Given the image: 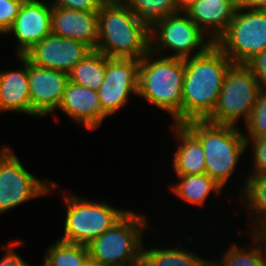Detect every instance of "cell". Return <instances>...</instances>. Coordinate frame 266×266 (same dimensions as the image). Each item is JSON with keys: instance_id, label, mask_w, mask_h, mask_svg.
Returning <instances> with one entry per match:
<instances>
[{"instance_id": "1", "label": "cell", "mask_w": 266, "mask_h": 266, "mask_svg": "<svg viewBox=\"0 0 266 266\" xmlns=\"http://www.w3.org/2000/svg\"><path fill=\"white\" fill-rule=\"evenodd\" d=\"M232 61L213 44L205 53L185 59L182 124L206 120L215 109Z\"/></svg>"}, {"instance_id": "2", "label": "cell", "mask_w": 266, "mask_h": 266, "mask_svg": "<svg viewBox=\"0 0 266 266\" xmlns=\"http://www.w3.org/2000/svg\"><path fill=\"white\" fill-rule=\"evenodd\" d=\"M95 50L109 58L141 60L150 51L149 30L123 3H102Z\"/></svg>"}, {"instance_id": "3", "label": "cell", "mask_w": 266, "mask_h": 266, "mask_svg": "<svg viewBox=\"0 0 266 266\" xmlns=\"http://www.w3.org/2000/svg\"><path fill=\"white\" fill-rule=\"evenodd\" d=\"M184 74L185 59L149 51L140 60L137 96L170 114L174 124H182Z\"/></svg>"}, {"instance_id": "4", "label": "cell", "mask_w": 266, "mask_h": 266, "mask_svg": "<svg viewBox=\"0 0 266 266\" xmlns=\"http://www.w3.org/2000/svg\"><path fill=\"white\" fill-rule=\"evenodd\" d=\"M184 125L203 145L205 173L225 188L246 151L244 131L238 126L215 124L207 120H192Z\"/></svg>"}, {"instance_id": "5", "label": "cell", "mask_w": 266, "mask_h": 266, "mask_svg": "<svg viewBox=\"0 0 266 266\" xmlns=\"http://www.w3.org/2000/svg\"><path fill=\"white\" fill-rule=\"evenodd\" d=\"M146 215L128 211L88 245L90 260L100 266H141Z\"/></svg>"}, {"instance_id": "6", "label": "cell", "mask_w": 266, "mask_h": 266, "mask_svg": "<svg viewBox=\"0 0 266 266\" xmlns=\"http://www.w3.org/2000/svg\"><path fill=\"white\" fill-rule=\"evenodd\" d=\"M66 206L64 220V235L59 240L88 245L115 223H117L128 211L114 208L105 202L91 201L82 196L71 193H63Z\"/></svg>"}, {"instance_id": "7", "label": "cell", "mask_w": 266, "mask_h": 266, "mask_svg": "<svg viewBox=\"0 0 266 266\" xmlns=\"http://www.w3.org/2000/svg\"><path fill=\"white\" fill-rule=\"evenodd\" d=\"M263 88L245 64H233L224 78L217 105L206 120L236 126L242 117L246 123Z\"/></svg>"}, {"instance_id": "8", "label": "cell", "mask_w": 266, "mask_h": 266, "mask_svg": "<svg viewBox=\"0 0 266 266\" xmlns=\"http://www.w3.org/2000/svg\"><path fill=\"white\" fill-rule=\"evenodd\" d=\"M149 36L151 52L162 56L168 49L173 53L167 57L181 59L201 55L214 44L184 12L163 17Z\"/></svg>"}, {"instance_id": "9", "label": "cell", "mask_w": 266, "mask_h": 266, "mask_svg": "<svg viewBox=\"0 0 266 266\" xmlns=\"http://www.w3.org/2000/svg\"><path fill=\"white\" fill-rule=\"evenodd\" d=\"M215 45L233 64H246L266 49V10L237 8Z\"/></svg>"}, {"instance_id": "10", "label": "cell", "mask_w": 266, "mask_h": 266, "mask_svg": "<svg viewBox=\"0 0 266 266\" xmlns=\"http://www.w3.org/2000/svg\"><path fill=\"white\" fill-rule=\"evenodd\" d=\"M10 147L0 151V215L24 202L47 196L58 187L56 182L40 180L27 171Z\"/></svg>"}, {"instance_id": "11", "label": "cell", "mask_w": 266, "mask_h": 266, "mask_svg": "<svg viewBox=\"0 0 266 266\" xmlns=\"http://www.w3.org/2000/svg\"><path fill=\"white\" fill-rule=\"evenodd\" d=\"M139 65L138 59L106 56L105 79L97 92L107 117L123 108L131 94L138 95Z\"/></svg>"}, {"instance_id": "12", "label": "cell", "mask_w": 266, "mask_h": 266, "mask_svg": "<svg viewBox=\"0 0 266 266\" xmlns=\"http://www.w3.org/2000/svg\"><path fill=\"white\" fill-rule=\"evenodd\" d=\"M91 50L80 41L50 33L23 56L35 66L68 74Z\"/></svg>"}, {"instance_id": "13", "label": "cell", "mask_w": 266, "mask_h": 266, "mask_svg": "<svg viewBox=\"0 0 266 266\" xmlns=\"http://www.w3.org/2000/svg\"><path fill=\"white\" fill-rule=\"evenodd\" d=\"M68 81L67 73L41 68L28 61L31 116L42 118L57 110Z\"/></svg>"}, {"instance_id": "14", "label": "cell", "mask_w": 266, "mask_h": 266, "mask_svg": "<svg viewBox=\"0 0 266 266\" xmlns=\"http://www.w3.org/2000/svg\"><path fill=\"white\" fill-rule=\"evenodd\" d=\"M51 4L42 0L23 2L13 25L5 33L14 34L16 56H23L36 43L51 33Z\"/></svg>"}, {"instance_id": "15", "label": "cell", "mask_w": 266, "mask_h": 266, "mask_svg": "<svg viewBox=\"0 0 266 266\" xmlns=\"http://www.w3.org/2000/svg\"><path fill=\"white\" fill-rule=\"evenodd\" d=\"M58 109L91 131L98 129L107 117L103 113L98 92L71 81L67 82Z\"/></svg>"}, {"instance_id": "16", "label": "cell", "mask_w": 266, "mask_h": 266, "mask_svg": "<svg viewBox=\"0 0 266 266\" xmlns=\"http://www.w3.org/2000/svg\"><path fill=\"white\" fill-rule=\"evenodd\" d=\"M51 33L71 38L94 50L98 44V12L51 6Z\"/></svg>"}, {"instance_id": "17", "label": "cell", "mask_w": 266, "mask_h": 266, "mask_svg": "<svg viewBox=\"0 0 266 266\" xmlns=\"http://www.w3.org/2000/svg\"><path fill=\"white\" fill-rule=\"evenodd\" d=\"M237 9L236 0H196L185 14L215 44L226 32ZM209 29V30H208Z\"/></svg>"}, {"instance_id": "18", "label": "cell", "mask_w": 266, "mask_h": 266, "mask_svg": "<svg viewBox=\"0 0 266 266\" xmlns=\"http://www.w3.org/2000/svg\"><path fill=\"white\" fill-rule=\"evenodd\" d=\"M23 65L17 70L0 71V112H19L31 116L28 60L17 56Z\"/></svg>"}, {"instance_id": "19", "label": "cell", "mask_w": 266, "mask_h": 266, "mask_svg": "<svg viewBox=\"0 0 266 266\" xmlns=\"http://www.w3.org/2000/svg\"><path fill=\"white\" fill-rule=\"evenodd\" d=\"M171 125L178 142L173 156L175 175L204 174L205 154L200 140L184 124Z\"/></svg>"}, {"instance_id": "20", "label": "cell", "mask_w": 266, "mask_h": 266, "mask_svg": "<svg viewBox=\"0 0 266 266\" xmlns=\"http://www.w3.org/2000/svg\"><path fill=\"white\" fill-rule=\"evenodd\" d=\"M241 194V203L251 210L252 232H266V175L247 174ZM243 194V195H242ZM252 214V215H251Z\"/></svg>"}, {"instance_id": "21", "label": "cell", "mask_w": 266, "mask_h": 266, "mask_svg": "<svg viewBox=\"0 0 266 266\" xmlns=\"http://www.w3.org/2000/svg\"><path fill=\"white\" fill-rule=\"evenodd\" d=\"M178 182L171 185V191L182 201L202 206L211 193L220 195L223 188L209 175H176ZM219 193V194H218Z\"/></svg>"}, {"instance_id": "22", "label": "cell", "mask_w": 266, "mask_h": 266, "mask_svg": "<svg viewBox=\"0 0 266 266\" xmlns=\"http://www.w3.org/2000/svg\"><path fill=\"white\" fill-rule=\"evenodd\" d=\"M249 236L252 238L251 245L243 248L231 244L221 259L211 260V266H263L266 232L250 231Z\"/></svg>"}, {"instance_id": "23", "label": "cell", "mask_w": 266, "mask_h": 266, "mask_svg": "<svg viewBox=\"0 0 266 266\" xmlns=\"http://www.w3.org/2000/svg\"><path fill=\"white\" fill-rule=\"evenodd\" d=\"M141 266H211V261L180 246L145 249L143 244Z\"/></svg>"}, {"instance_id": "24", "label": "cell", "mask_w": 266, "mask_h": 266, "mask_svg": "<svg viewBox=\"0 0 266 266\" xmlns=\"http://www.w3.org/2000/svg\"><path fill=\"white\" fill-rule=\"evenodd\" d=\"M106 55L91 50L68 73L69 81L79 86L98 90L105 79Z\"/></svg>"}, {"instance_id": "25", "label": "cell", "mask_w": 266, "mask_h": 266, "mask_svg": "<svg viewBox=\"0 0 266 266\" xmlns=\"http://www.w3.org/2000/svg\"><path fill=\"white\" fill-rule=\"evenodd\" d=\"M41 266H84L90 259L86 245L56 240L43 258Z\"/></svg>"}, {"instance_id": "26", "label": "cell", "mask_w": 266, "mask_h": 266, "mask_svg": "<svg viewBox=\"0 0 266 266\" xmlns=\"http://www.w3.org/2000/svg\"><path fill=\"white\" fill-rule=\"evenodd\" d=\"M149 31L163 18L177 14L172 0H122Z\"/></svg>"}, {"instance_id": "27", "label": "cell", "mask_w": 266, "mask_h": 266, "mask_svg": "<svg viewBox=\"0 0 266 266\" xmlns=\"http://www.w3.org/2000/svg\"><path fill=\"white\" fill-rule=\"evenodd\" d=\"M245 137H266V87H264L258 96L253 111L245 123Z\"/></svg>"}, {"instance_id": "28", "label": "cell", "mask_w": 266, "mask_h": 266, "mask_svg": "<svg viewBox=\"0 0 266 266\" xmlns=\"http://www.w3.org/2000/svg\"><path fill=\"white\" fill-rule=\"evenodd\" d=\"M252 143L251 175H266V137H245L246 149ZM249 144V145H248Z\"/></svg>"}, {"instance_id": "29", "label": "cell", "mask_w": 266, "mask_h": 266, "mask_svg": "<svg viewBox=\"0 0 266 266\" xmlns=\"http://www.w3.org/2000/svg\"><path fill=\"white\" fill-rule=\"evenodd\" d=\"M23 1L0 0V34H5L13 25Z\"/></svg>"}, {"instance_id": "30", "label": "cell", "mask_w": 266, "mask_h": 266, "mask_svg": "<svg viewBox=\"0 0 266 266\" xmlns=\"http://www.w3.org/2000/svg\"><path fill=\"white\" fill-rule=\"evenodd\" d=\"M50 4L77 11L98 12L102 3L100 0H53Z\"/></svg>"}, {"instance_id": "31", "label": "cell", "mask_w": 266, "mask_h": 266, "mask_svg": "<svg viewBox=\"0 0 266 266\" xmlns=\"http://www.w3.org/2000/svg\"><path fill=\"white\" fill-rule=\"evenodd\" d=\"M23 240H15L14 242H8L5 247L4 256H2L0 260V266H31L28 262H26L21 256L16 253L15 249L17 246L22 245ZM16 246V247H15Z\"/></svg>"}, {"instance_id": "32", "label": "cell", "mask_w": 266, "mask_h": 266, "mask_svg": "<svg viewBox=\"0 0 266 266\" xmlns=\"http://www.w3.org/2000/svg\"><path fill=\"white\" fill-rule=\"evenodd\" d=\"M256 79L266 87V49L255 55L245 64Z\"/></svg>"}, {"instance_id": "33", "label": "cell", "mask_w": 266, "mask_h": 266, "mask_svg": "<svg viewBox=\"0 0 266 266\" xmlns=\"http://www.w3.org/2000/svg\"><path fill=\"white\" fill-rule=\"evenodd\" d=\"M237 8L266 10V0H236Z\"/></svg>"}, {"instance_id": "34", "label": "cell", "mask_w": 266, "mask_h": 266, "mask_svg": "<svg viewBox=\"0 0 266 266\" xmlns=\"http://www.w3.org/2000/svg\"><path fill=\"white\" fill-rule=\"evenodd\" d=\"M178 12H185V10L196 0H172Z\"/></svg>"}, {"instance_id": "35", "label": "cell", "mask_w": 266, "mask_h": 266, "mask_svg": "<svg viewBox=\"0 0 266 266\" xmlns=\"http://www.w3.org/2000/svg\"><path fill=\"white\" fill-rule=\"evenodd\" d=\"M101 3H116V2H122V0H100Z\"/></svg>"}, {"instance_id": "36", "label": "cell", "mask_w": 266, "mask_h": 266, "mask_svg": "<svg viewBox=\"0 0 266 266\" xmlns=\"http://www.w3.org/2000/svg\"><path fill=\"white\" fill-rule=\"evenodd\" d=\"M263 266H266V250L264 251Z\"/></svg>"}, {"instance_id": "37", "label": "cell", "mask_w": 266, "mask_h": 266, "mask_svg": "<svg viewBox=\"0 0 266 266\" xmlns=\"http://www.w3.org/2000/svg\"><path fill=\"white\" fill-rule=\"evenodd\" d=\"M84 266H92V260L89 259Z\"/></svg>"}, {"instance_id": "38", "label": "cell", "mask_w": 266, "mask_h": 266, "mask_svg": "<svg viewBox=\"0 0 266 266\" xmlns=\"http://www.w3.org/2000/svg\"><path fill=\"white\" fill-rule=\"evenodd\" d=\"M92 266H100V265L97 264L96 262L92 261Z\"/></svg>"}]
</instances>
